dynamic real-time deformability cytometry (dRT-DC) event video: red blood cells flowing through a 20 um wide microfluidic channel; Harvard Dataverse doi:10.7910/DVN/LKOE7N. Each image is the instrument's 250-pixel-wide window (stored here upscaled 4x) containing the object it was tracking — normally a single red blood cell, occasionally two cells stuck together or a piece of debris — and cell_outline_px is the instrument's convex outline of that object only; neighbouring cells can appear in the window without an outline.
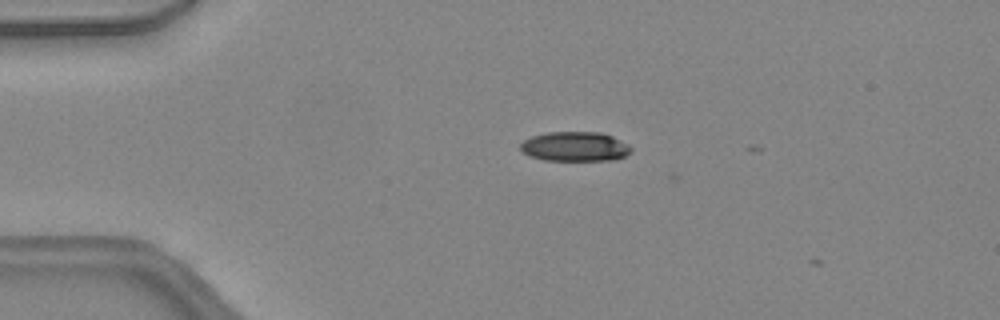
{"species": "common noctule bat (a hibernating species)", "species_latin": "Nyctalus noctula", "temperature_condition": "warm", "stored_images_in_passage": 7, "camera_frame_rate_fps": 3000, "um_per_image_px": 0.085, "animal": {"sex": "female", "body_mass_g": 24.6, "forearm_length_mm": 56.2}, "frame": {"image": 1, "passage_image": 2, "time_ms": 0.333, "image_size_px": [1000, 320], "cell_outline_px": [[632, 148], [624, 156], [612, 160], [544, 160], [528, 156], [520, 148], [520, 144], [524, 140], [532, 136], [548, 132], [600, 132], [612, 136], [628, 144]], "centroid_in_image_um": [48.84, 12.45], "position_along_channel_um": 36.2, "area_um2": 18.96}}